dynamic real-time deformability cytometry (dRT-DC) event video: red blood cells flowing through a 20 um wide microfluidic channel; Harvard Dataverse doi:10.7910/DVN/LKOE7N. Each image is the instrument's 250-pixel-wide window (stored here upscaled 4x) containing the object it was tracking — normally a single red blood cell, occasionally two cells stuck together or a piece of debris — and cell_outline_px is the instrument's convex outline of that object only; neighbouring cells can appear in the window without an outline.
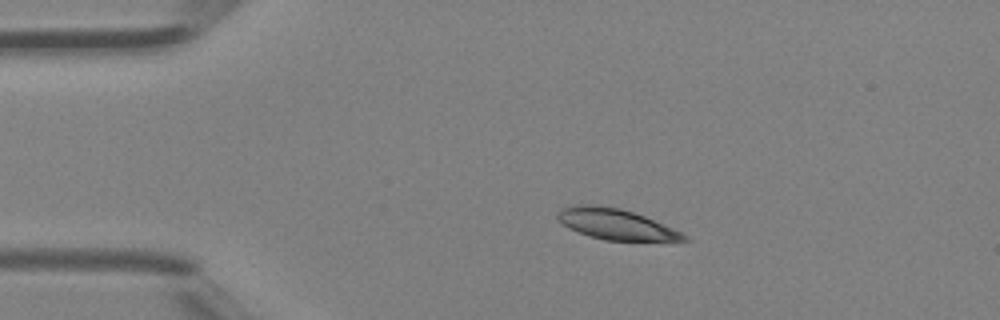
{"species": "Egyptian fruit bat (a non-hibernating species)", "species_latin": "Rousettus aegyptiacus", "temperature_condition": "room temperature", "stored_images_in_passage": 3, "camera_frame_rate_fps": 3000, "um_per_image_px": 0.085, "animal": {"sex": "female"}, "frame": {"image": 1, "passage_image": 2, "time_ms": 0.333, "image_size_px": [1000, 320], "cell_outline_px": [[688, 240], [604, 240], [588, 236], [568, 228], [556, 216], [556, 212], [560, 208], [576, 204], [596, 204], [620, 208], [644, 216], [672, 228], [688, 236]], "centroid_in_image_um": [52.26, 19.03], "position_along_channel_um": 32.7, "area_um2": 22.37}}